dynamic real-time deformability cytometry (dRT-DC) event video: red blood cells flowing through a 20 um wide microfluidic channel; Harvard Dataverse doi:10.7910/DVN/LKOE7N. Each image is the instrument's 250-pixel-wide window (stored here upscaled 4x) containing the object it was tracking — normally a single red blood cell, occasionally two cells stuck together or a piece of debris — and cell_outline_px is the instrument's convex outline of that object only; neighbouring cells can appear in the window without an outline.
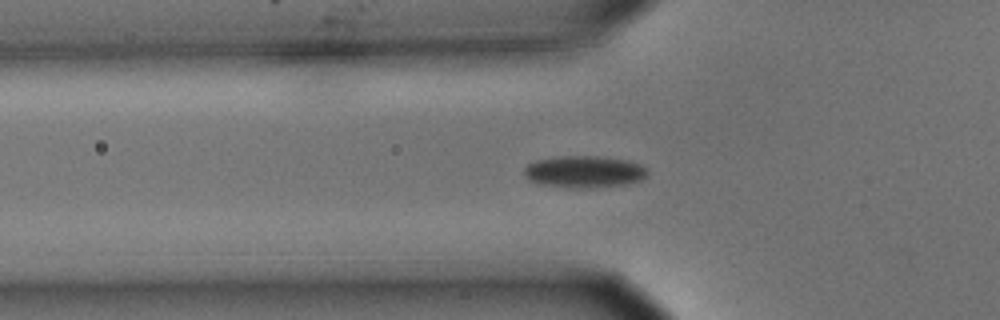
{"species": "common noctule bat (a hibernating species)", "species_latin": "Nyctalus noctula", "temperature_condition": "cold", "stored_images_in_passage": 57, "segment_of_instrument_passage": [1, 2], "camera_frame_rate_fps": 3000, "um_per_image_px": 0.085, "animal": {"sex": "male", "body_mass_g": 15.6}, "frame": {"image": 1, "passage_image": 19, "time_ms": 6.0, "image_size_px": [1000, 320], "cell_outline_px": [[648, 176], [640, 180], [628, 184], [592, 188], [568, 188], [540, 184], [528, 180], [524, 176], [524, 168], [528, 164], [536, 160], [560, 156], [596, 156], [624, 160], [640, 164], [648, 172]], "centroid_in_image_um": [49.63, 14.61], "position_along_channel_um": 76.2, "area_um2": 23.06}}
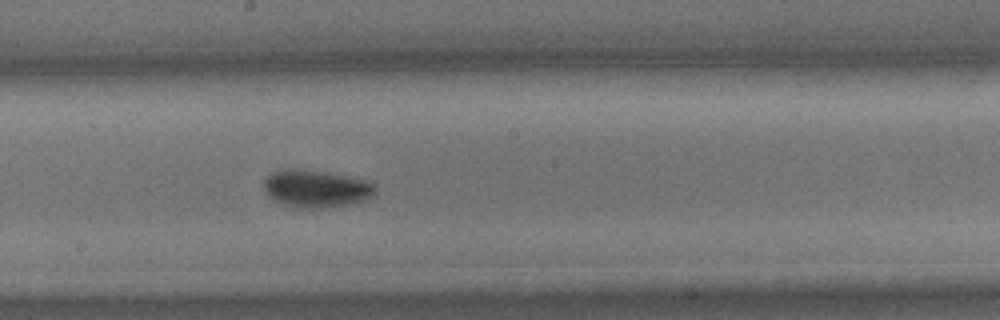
{"frame": {"image": 2, "passage_image": 31, "time_ms": 10.0, "image_size_px": [1000, 320], "cell_outline_px": [[376, 192], [368, 200], [352, 204], [328, 208], [296, 208], [276, 200], [264, 188], [264, 180], [272, 172], [288, 168], [292, 168], [324, 172], [364, 180], [376, 184]], "centroid_in_image_um": [26.93, 16.05], "position_along_channel_um": 221.3, "area_um2": 24.16}}
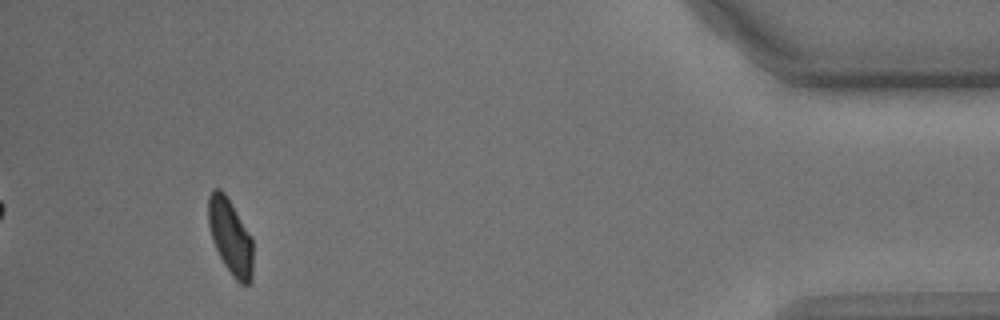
{"frame": {"image": 3, "passage_image": 52, "time_ms": 17.0, "image_size_px": [1000, 320], "cell_outline_px": [[252, 280], [248, 284], [240, 284], [232, 276], [224, 264], [212, 240], [208, 224], [208, 196], [212, 188], [220, 188], [224, 192], [252, 236]], "centroid_in_image_um": [19.57, 20.1], "position_along_channel_um": 415.6, "area_um2": 19.71}}